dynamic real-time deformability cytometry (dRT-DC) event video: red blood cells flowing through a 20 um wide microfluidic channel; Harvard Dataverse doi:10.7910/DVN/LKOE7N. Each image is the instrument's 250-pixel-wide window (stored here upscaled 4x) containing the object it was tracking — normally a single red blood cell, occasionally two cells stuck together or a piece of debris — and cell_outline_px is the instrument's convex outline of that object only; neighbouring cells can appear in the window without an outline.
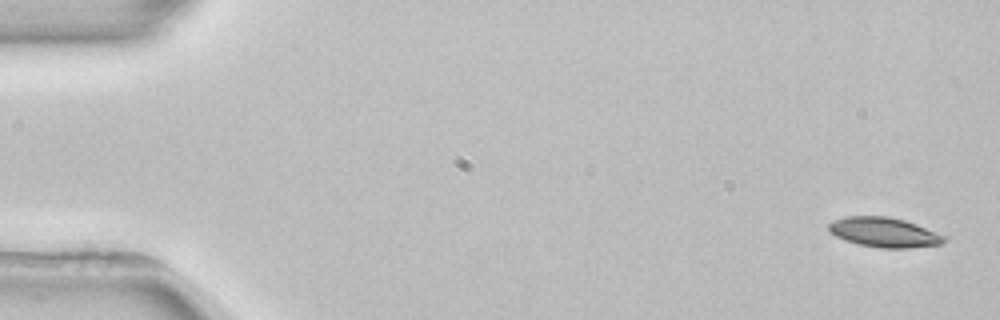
{"species": "common noctule bat (a hibernating species)", "species_latin": "Nyctalus noctula", "temperature_condition": "room temperature", "stored_images_in_passage": 4, "camera_frame_rate_fps": 3000, "um_per_image_px": 0.085, "animal": {"sex": "female", "body_mass_g": 22.7, "forearm_length_mm": 54.2}, "frame": {"image": 1, "passage_image": 1, "time_ms": 0.0, "image_size_px": [1000, 320], "cell_outline_px": [[944, 240], [940, 244], [908, 248], [880, 248], [860, 244], [844, 240], [836, 236], [828, 228], [828, 224], [832, 220], [844, 216], [888, 216], [904, 220], [916, 224], [944, 236]], "centroid_in_image_um": [75.09, 19.73], "position_along_channel_um": 9.9, "area_um2": 19.77}}
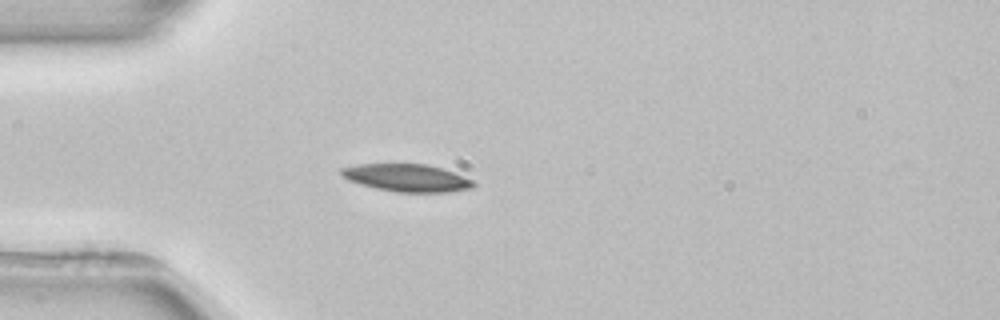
{"frame": {"image": 2, "passage_image": 4, "time_ms": 4.333, "image_size_px": [1000, 320], "cell_outline_px": [[476, 184], [472, 188], [448, 192], [396, 192], [376, 188], [360, 184], [348, 180], [340, 176], [340, 168], [360, 164], [428, 164], [444, 168], [472, 180]], "centroid_in_image_um": [34.57, 15.11], "position_along_channel_um": 50.4, "area_um2": 21.27}}